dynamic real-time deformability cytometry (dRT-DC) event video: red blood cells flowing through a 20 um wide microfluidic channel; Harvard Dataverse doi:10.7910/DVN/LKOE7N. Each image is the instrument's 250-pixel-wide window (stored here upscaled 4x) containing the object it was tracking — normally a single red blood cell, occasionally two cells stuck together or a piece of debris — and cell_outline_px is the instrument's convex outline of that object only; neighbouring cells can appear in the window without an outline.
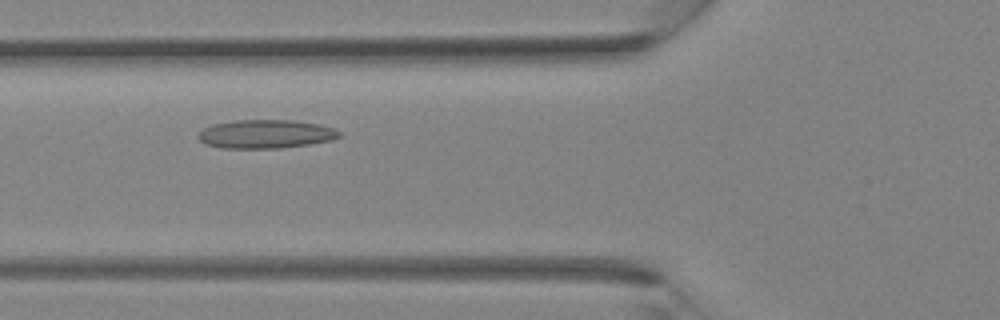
{"species": "Egyptian fruit bat (a non-hibernating species)", "species_latin": "Rousettus aegyptiacus", "temperature_condition": "room temperature", "stored_images_in_passage": 31, "camera_frame_rate_fps": 3000, "um_per_image_px": 0.085, "animal": {"sex": "female"}, "frame": {"image": 1, "passage_image": 9, "time_ms": 2.667, "image_size_px": [1000, 320], "cell_outline_px": [[340, 136], [332, 140], [308, 144], [280, 148], [220, 148], [204, 144], [196, 136], [204, 128], [212, 124], [236, 120], [296, 120], [320, 124], [336, 128], [340, 132]], "centroid_in_image_um": [22.58, 11.39], "position_along_channel_um": 103.2, "area_um2": 23.7}}
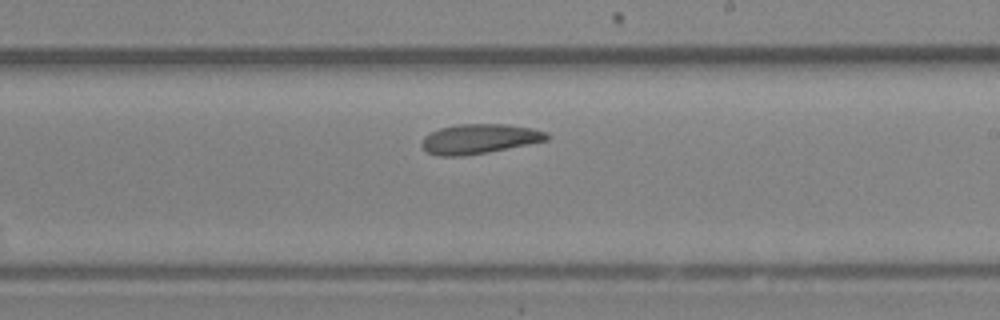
{"frame": {"image": 2, "passage_image": 17, "time_ms": 5.333, "image_size_px": [1000, 320], "cell_outline_px": [[548, 140], [488, 152], [464, 156], [436, 156], [428, 152], [420, 144], [424, 136], [440, 128], [456, 124], [504, 124], [532, 128], [548, 132]], "centroid_in_image_um": [40.72, 11.8], "position_along_channel_um": 248.3, "area_um2": 21.62}}
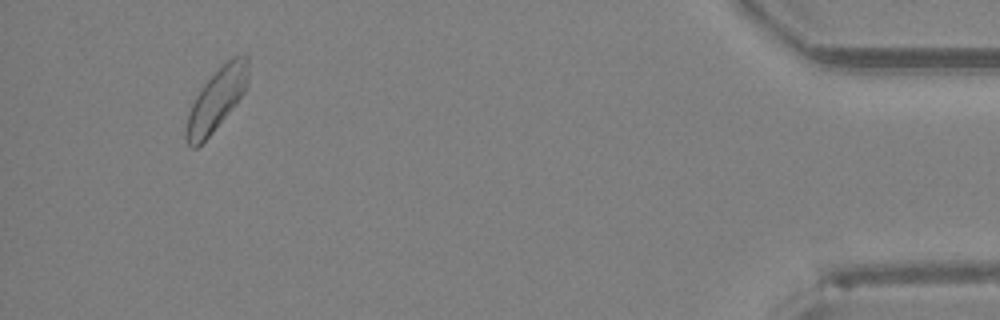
{"frame": {"image": 3, "passage_image": 30, "time_ms": 9.667, "image_size_px": [1000, 320], "cell_outline_px": [[248, 88], [212, 132], [196, 148], [192, 148], [188, 144], [184, 136], [184, 132], [188, 112], [200, 88], [220, 64], [232, 56], [248, 56]], "centroid_in_image_um": [18.39, 8.42], "position_along_channel_um": 416.8, "area_um2": 22.48}}